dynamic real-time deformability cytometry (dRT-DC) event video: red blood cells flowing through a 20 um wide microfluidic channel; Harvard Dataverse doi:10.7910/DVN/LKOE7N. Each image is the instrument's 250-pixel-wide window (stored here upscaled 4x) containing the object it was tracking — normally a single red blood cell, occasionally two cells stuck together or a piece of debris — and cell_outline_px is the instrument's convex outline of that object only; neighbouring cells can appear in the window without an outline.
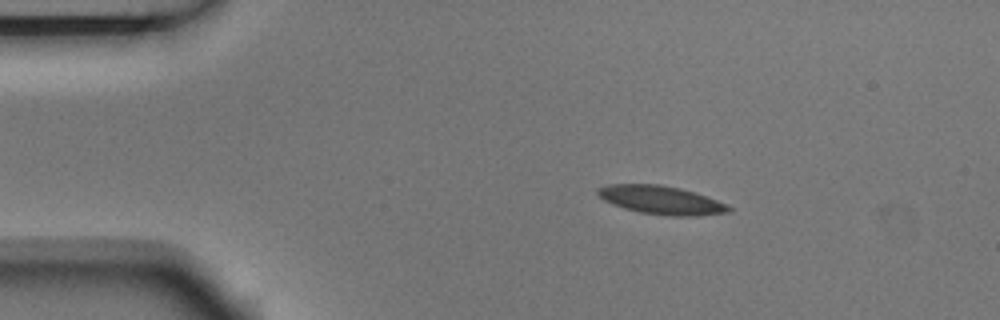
{"species": "Egyptian fruit bat (a non-hibernating species)", "species_latin": "Rousettus aegyptiacus", "temperature_condition": "room temperature", "stored_images_in_passage": 9, "camera_frame_rate_fps": 3000, "um_per_image_px": 0.085, "animal": {"sex": "male"}, "frame": {"image": 1, "passage_image": 1, "time_ms": 0.0, "image_size_px": [1000, 320], "cell_outline_px": [[732, 212], [696, 216], [668, 216], [640, 212], [624, 208], [612, 204], [604, 200], [596, 192], [600, 188], [612, 184], [660, 184], [680, 188], [728, 204], [732, 208]], "centroid_in_image_um": [56.24, 17.02], "position_along_channel_um": 28.8, "area_um2": 21.56}}
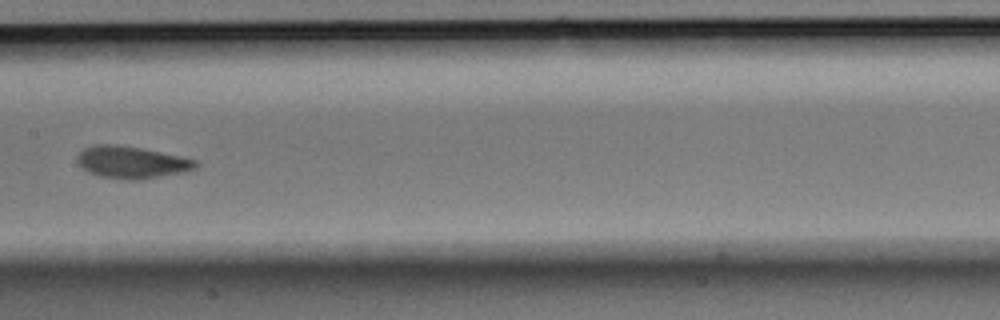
{"frame": {"image": 2, "passage_image": 6, "time_ms": 1.667, "image_size_px": [1000, 320], "cell_outline_px": [[200, 164], [196, 168], [184, 172], [136, 180], [128, 180], [100, 176], [88, 172], [76, 160], [76, 156], [84, 148], [92, 144], [116, 144], [140, 148], [200, 160]], "centroid_in_image_um": [11.2, 13.78], "position_along_channel_um": 196.2, "area_um2": 22.2}}
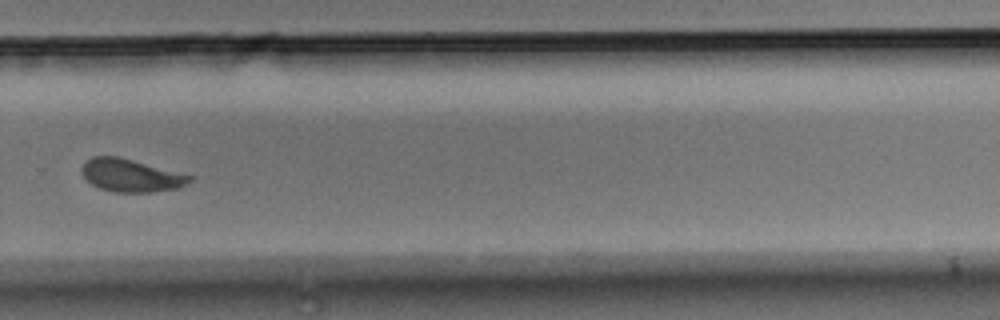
{"frame": {"image": 3, "passage_image": 9, "time_ms": 2.667, "image_size_px": [1000, 320], "cell_outline_px": [[192, 180], [180, 188], [152, 192], [116, 192], [100, 188], [92, 184], [84, 176], [80, 168], [84, 160], [92, 156], [120, 156], [192, 176]], "centroid_in_image_um": [11.1, 14.9], "position_along_channel_um": 318.7, "area_um2": 20.63}}